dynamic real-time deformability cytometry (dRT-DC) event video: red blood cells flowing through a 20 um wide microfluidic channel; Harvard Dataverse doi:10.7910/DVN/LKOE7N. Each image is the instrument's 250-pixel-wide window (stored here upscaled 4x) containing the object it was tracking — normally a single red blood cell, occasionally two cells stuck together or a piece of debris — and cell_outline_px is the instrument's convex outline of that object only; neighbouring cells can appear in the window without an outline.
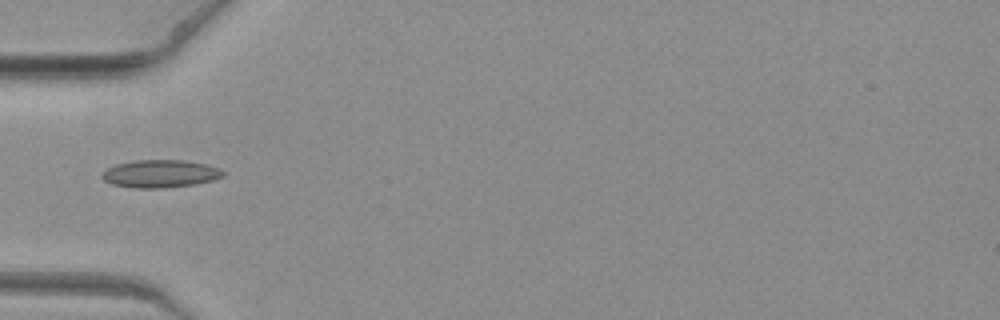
{"species": "common noctule bat (a hibernating species)", "species_latin": "Nyctalus noctula", "temperature_condition": "warm", "stored_images_in_passage": 6, "camera_frame_rate_fps": 3000, "um_per_image_px": 0.085, "animal": {"sex": "female", "body_mass_g": 19.3, "forearm_length_mm": 54.1}, "frame": {"image": 1, "passage_image": 5, "time_ms": 1.333, "image_size_px": [1000, 320], "cell_outline_px": [[224, 176], [212, 180], [192, 184], [164, 188], [136, 188], [112, 184], [104, 180], [100, 176], [108, 168], [116, 164], [136, 160], [184, 160], [204, 164], [216, 168], [224, 172]], "centroid_in_image_um": [13.59, 14.76], "position_along_channel_um": 71.4, "area_um2": 19.25}}